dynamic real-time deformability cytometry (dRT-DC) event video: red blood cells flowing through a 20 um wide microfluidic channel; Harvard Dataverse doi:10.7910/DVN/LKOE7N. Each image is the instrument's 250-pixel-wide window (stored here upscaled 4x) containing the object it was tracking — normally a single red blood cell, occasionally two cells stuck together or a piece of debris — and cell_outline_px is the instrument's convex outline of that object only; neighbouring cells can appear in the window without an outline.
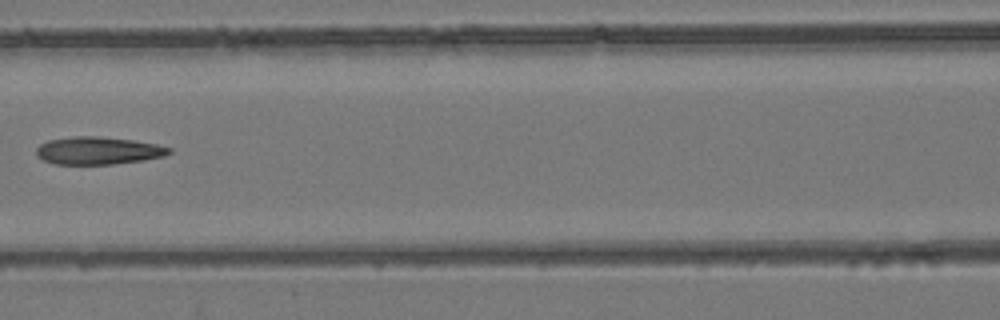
{"species": "common noctule bat (a hibernating species)", "species_latin": "Nyctalus noctula", "temperature_condition": "room temperature", "stored_images_in_passage": 6, "camera_frame_rate_fps": 3000, "um_per_image_px": 0.085, "animal": {"sex": "female", "body_mass_g": 24.6, "forearm_length_mm": 56.2}, "frame": {"image": 1, "passage_image": 6, "time_ms": 7.0, "image_size_px": [1000, 320], "cell_outline_px": [[172, 152], [164, 156], [144, 160], [112, 164], [52, 164], [36, 156], [36, 148], [40, 144], [48, 140], [76, 136], [96, 136], [132, 140], [156, 144], [172, 148]], "centroid_in_image_um": [8.33, 12.81], "position_along_channel_um": 158.3, "area_um2": 21.39}}